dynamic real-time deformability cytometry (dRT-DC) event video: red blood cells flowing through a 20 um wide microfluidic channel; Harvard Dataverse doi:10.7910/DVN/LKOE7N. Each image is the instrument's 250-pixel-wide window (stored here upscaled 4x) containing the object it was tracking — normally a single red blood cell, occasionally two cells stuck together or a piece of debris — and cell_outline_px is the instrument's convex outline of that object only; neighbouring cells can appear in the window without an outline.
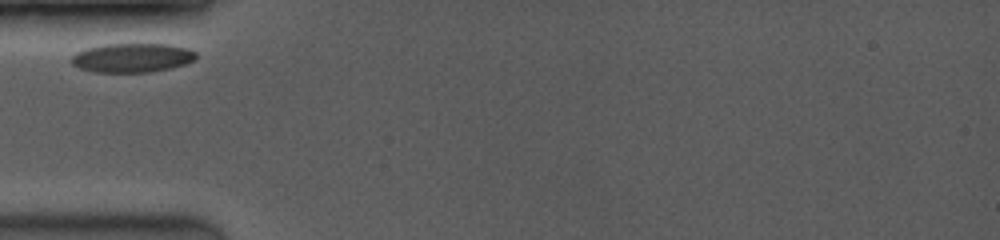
{"species": "common noctule bat (a hibernating species)", "species_latin": "Nyctalus noctula", "temperature_condition": "room temperature", "stored_images_in_passage": 30, "camera_frame_rate_fps": 3500, "um_per_image_px": 0.085, "animal": {"sex": "female", "body_mass_g": 19.0, "forearm_length_mm": 53.3}, "frame": {"image": 1, "passage_image": 1, "time_ms": 0.0, "image_size_px": [1000, 240], "cell_outline_px": [[196, 60], [172, 68], [152, 72], [92, 72], [80, 68], [72, 64], [72, 56], [76, 52], [88, 48], [104, 44], [172, 44], [188, 48], [196, 52]], "centroid_in_image_um": [11.27, 4.91], "position_along_channel_um": 73.7, "area_um2": 21.27}}
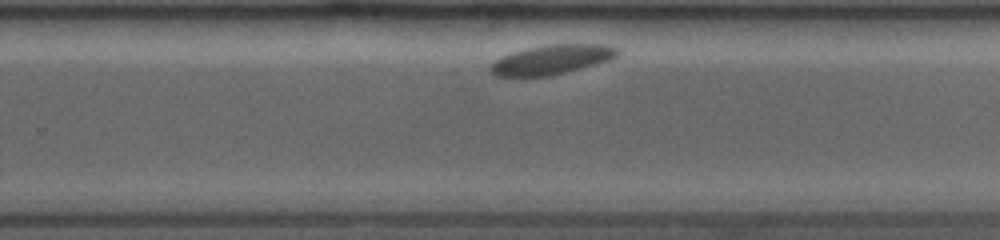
{"frame": {"image": 2, "passage_image": 19, "time_ms": 6.0, "image_size_px": [1000, 240], "cell_outline_px": [[620, 52], [612, 60], [548, 76], [496, 76], [492, 72], [492, 64], [496, 60], [512, 52], [528, 48], [548, 44], [608, 44], [616, 48]], "centroid_in_image_um": [46.97, 5.05], "position_along_channel_um": 282.8, "area_um2": 21.5}}
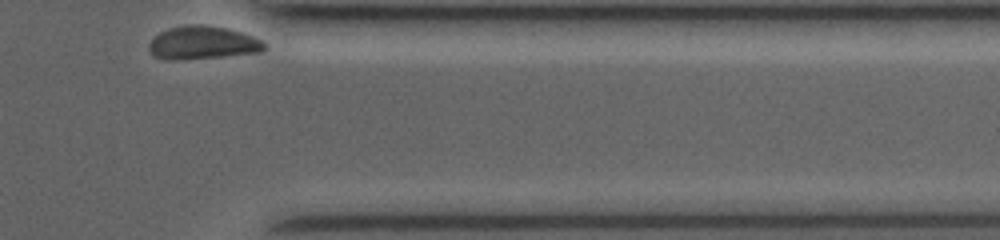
{"frame": {"image": 3, "passage_image": 30, "time_ms": 9.143, "image_size_px": [1000, 240], "cell_outline_px": [[268, 48], [260, 52], [180, 60], [172, 60], [152, 56], [148, 48], [148, 44], [160, 32], [168, 28], [184, 24], [200, 24], [228, 28], [244, 32], [268, 44]], "centroid_in_image_um": [17.23, 3.62], "position_along_channel_um": 394.2, "area_um2": 22.48}}